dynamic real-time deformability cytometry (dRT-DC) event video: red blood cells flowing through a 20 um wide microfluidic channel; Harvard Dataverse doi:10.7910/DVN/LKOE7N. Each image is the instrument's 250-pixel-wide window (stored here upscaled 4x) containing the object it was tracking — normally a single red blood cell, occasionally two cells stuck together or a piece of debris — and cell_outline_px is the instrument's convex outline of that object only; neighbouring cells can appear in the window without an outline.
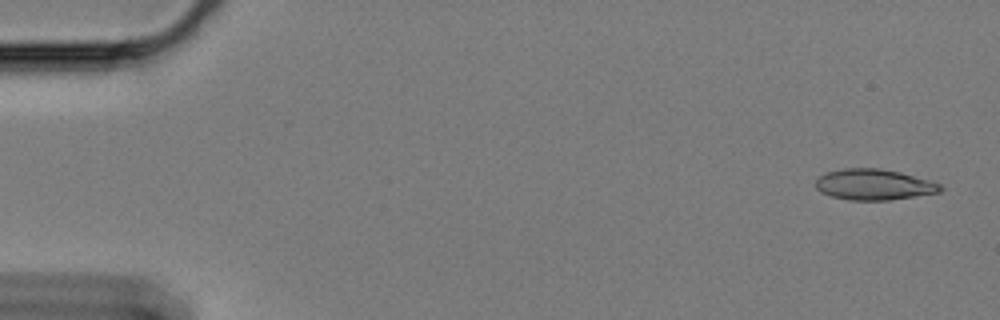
{"species": "Egyptian fruit bat (a non-hibernating species)", "species_latin": "Rousettus aegyptiacus", "temperature_condition": "cold", "stored_images_in_passage": 58, "camera_frame_rate_fps": 3000, "um_per_image_px": 0.085, "animal": {"sex": "female"}, "frame": {"image": 1, "passage_image": 1, "time_ms": 0.0, "image_size_px": [1000, 320], "cell_outline_px": [[944, 188], [940, 192], [888, 200], [852, 200], [832, 196], [820, 192], [816, 188], [816, 180], [820, 176], [828, 172], [844, 168], [880, 168], [900, 172], [928, 180], [940, 184]], "centroid_in_image_um": [74.28, 15.68], "position_along_channel_um": 10.7, "area_um2": 22.2}}
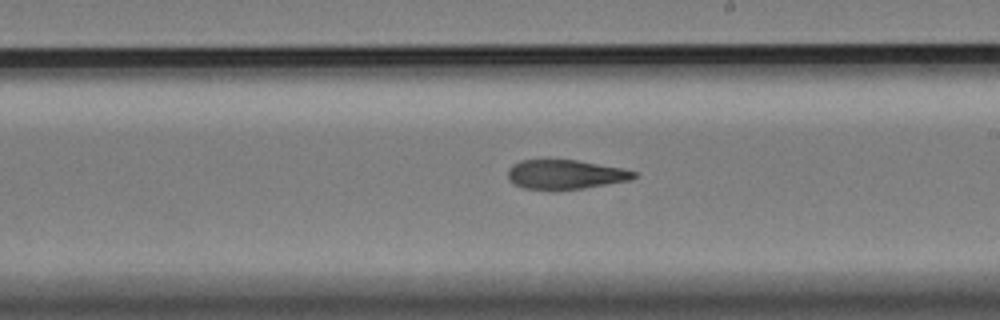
{"frame": {"image": 2, "passage_image": 33, "time_ms": 10.667, "image_size_px": [1000, 320], "cell_outline_px": [[636, 176], [628, 180], [580, 188], [524, 188], [512, 184], [508, 180], [508, 168], [512, 164], [520, 160], [576, 160], [620, 168], [636, 172]], "centroid_in_image_um": [47.97, 14.8], "position_along_channel_um": 241.0, "area_um2": 20.87}}
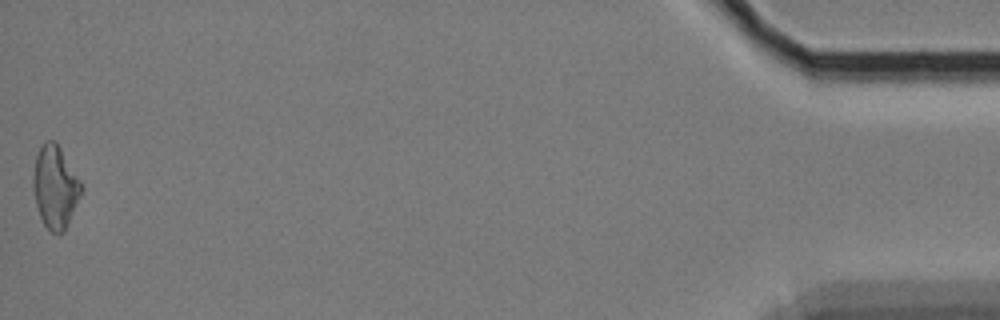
{"frame": {"image": 3, "passage_image": 58, "time_ms": 19.0, "image_size_px": [1000, 320], "cell_outline_px": [[80, 196], [64, 232], [52, 232], [44, 224], [40, 216], [36, 204], [32, 188], [32, 180], [36, 156], [44, 140], [56, 140], [80, 184]], "centroid_in_image_um": [4.64, 15.88], "position_along_channel_um": 430.6, "area_um2": 22.48}, "authors_computed_cell_mechanics": {"area_um2": 22.4264, "velocity_mm_per_s": 3.3646, "shape_relaxation_time_tau1_ms": 4.1924, "shape_relaxation_time_tau2_ms": 4.0486, "deformation_change_tau1": 0.1535, "deformation_change_tau2": 0.1349}}